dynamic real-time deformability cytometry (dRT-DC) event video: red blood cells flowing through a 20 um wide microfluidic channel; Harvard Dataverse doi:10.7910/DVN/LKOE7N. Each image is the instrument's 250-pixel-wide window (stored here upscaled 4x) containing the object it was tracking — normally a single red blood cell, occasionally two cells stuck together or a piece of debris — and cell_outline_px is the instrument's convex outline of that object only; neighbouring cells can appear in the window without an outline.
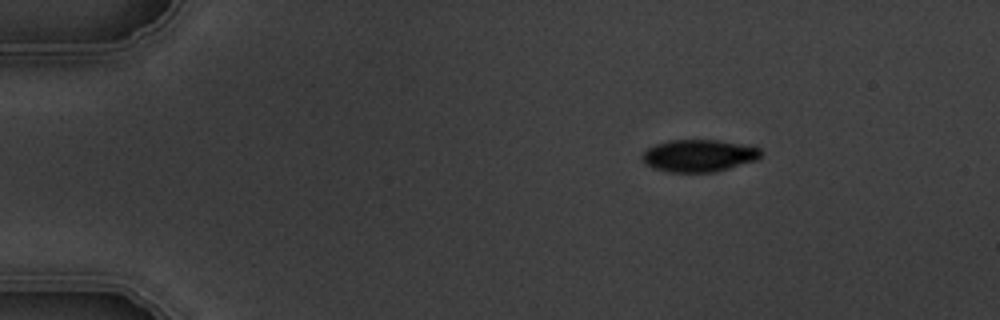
{"species": "common noctule bat (a hibernating species)", "species_latin": "Nyctalus noctula", "temperature_condition": "warm", "stored_images_in_passage": 3, "camera_frame_rate_fps": 3000, "um_per_image_px": 0.085, "animal": {"sex": "male", "body_mass_g": 19.5, "forearm_length_mm": 54.6}, "frame": {"image": 1, "passage_image": 1, "time_ms": 0.0, "image_size_px": [1000, 320], "cell_outline_px": [[760, 156], [756, 160], [716, 172], [668, 172], [652, 168], [644, 164], [640, 156], [648, 148], [656, 144], [668, 140], [716, 140], [760, 148]], "centroid_in_image_um": [59.33, 13.24], "position_along_channel_um": 25.7, "area_um2": 22.2}}